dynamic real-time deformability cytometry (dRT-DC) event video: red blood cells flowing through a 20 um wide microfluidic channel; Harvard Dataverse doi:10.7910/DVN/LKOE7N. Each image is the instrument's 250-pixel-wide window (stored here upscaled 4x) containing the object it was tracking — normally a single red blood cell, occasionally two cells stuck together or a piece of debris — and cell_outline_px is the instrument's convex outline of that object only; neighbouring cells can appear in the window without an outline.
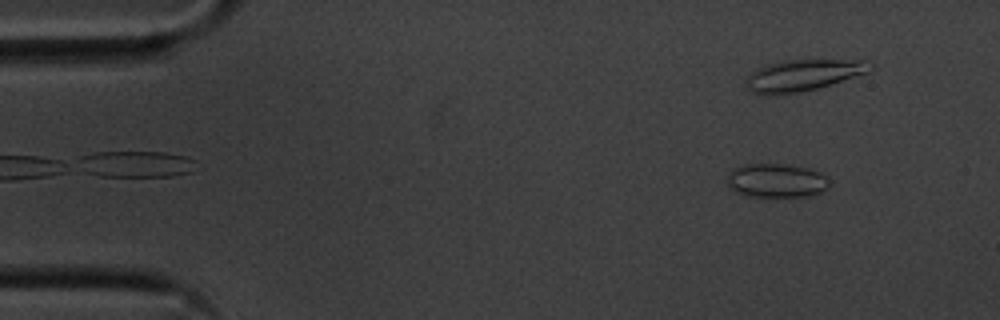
{"species": "common noctule bat (a hibernating species)", "species_latin": "Nyctalus noctula", "temperature_condition": "cold", "stored_images_in_passage": 43, "camera_frame_rate_fps": 3000, "um_per_image_px": 0.085, "animal": {"sex": "male", "body_mass_g": 20.1, "forearm_length_mm": 53.5}, "frame": {"image": 1, "passage_image": 5, "time_ms": 1.333, "image_size_px": [1000, 320], "cell_outline_px": [[832, 184], [828, 188], [820, 192], [808, 196], [764, 200], [736, 192], [728, 188], [728, 176], [732, 168], [744, 164], [788, 164], [808, 168], [820, 172], [828, 176], [832, 180]], "centroid_in_image_um": [66.03, 15.39], "position_along_channel_um": 19.0, "area_um2": 21.33}}
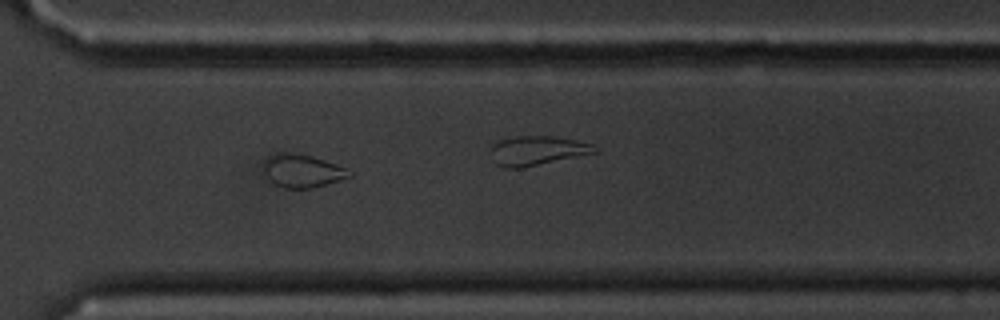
{"frame": {"image": 2, "passage_image": 39, "time_ms": 12.667, "image_size_px": [1000, 320], "cell_outline_px": [[352, 176], [312, 188], [284, 188], [268, 180], [264, 172], [264, 160], [268, 156], [276, 152], [280, 152], [308, 156], [324, 160], [348, 168], [352, 172]], "centroid_in_image_um": [25.68, 14.53], "position_along_channel_um": 344.9, "area_um2": 16.36}}
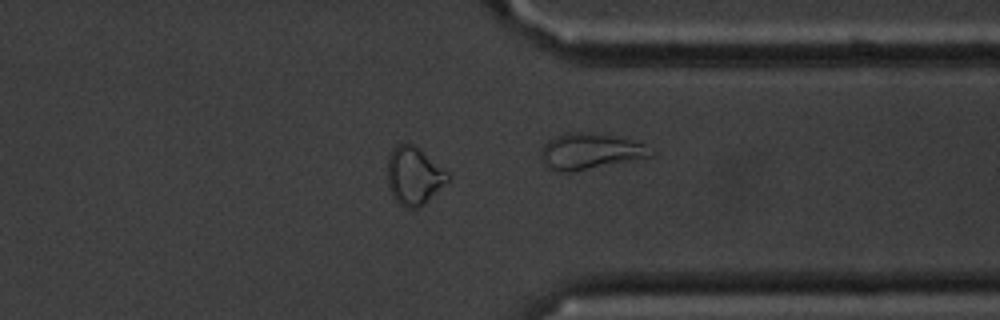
{"frame": {"image": 3, "passage_image": 42, "time_ms": 13.667, "image_size_px": [1000, 320], "cell_outline_px": [[452, 180], [424, 204], [416, 208], [404, 208], [392, 196], [388, 184], [388, 156], [392, 148], [396, 144], [404, 140], [412, 144], [448, 172], [452, 176]], "centroid_in_image_um": [35.2, 14.94], "position_along_channel_um": 376.2, "area_um2": 20.63}, "authors_computed_cell_mechanics": {"area_um2": 15.7216, "velocity_mm_per_s": 3.6089, "shape_relaxation_time_tau1_ms": 5.9897, "shape_relaxation_time_tau2_ms": 6.775, "deformation_change_tau1": 0.0772, "deformation_change_tau2": 0.0928}}